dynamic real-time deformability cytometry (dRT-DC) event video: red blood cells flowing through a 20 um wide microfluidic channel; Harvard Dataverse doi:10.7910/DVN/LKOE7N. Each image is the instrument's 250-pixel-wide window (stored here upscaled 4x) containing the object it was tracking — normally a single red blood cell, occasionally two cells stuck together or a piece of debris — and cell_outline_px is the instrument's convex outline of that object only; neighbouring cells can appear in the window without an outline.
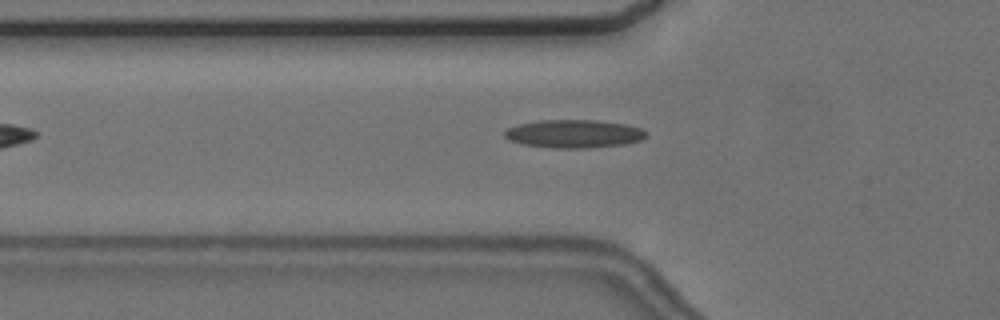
{"species": "common noctule bat (a hibernating species)", "species_latin": "Nyctalus noctula", "temperature_condition": "cold", "stored_images_in_passage": 4, "camera_frame_rate_fps": 3000, "um_per_image_px": 0.085, "animal": {"sex": "female", "body_mass_g": 24.6, "forearm_length_mm": 56.2}, "frame": {"image": 1, "passage_image": 4, "time_ms": 3.667, "image_size_px": [1000, 320], "cell_outline_px": [[648, 136], [640, 140], [624, 144], [588, 148], [552, 148], [524, 144], [508, 140], [504, 136], [504, 132], [508, 128], [516, 124], [536, 120], [596, 120], [628, 124], [640, 128], [648, 132]], "centroid_in_image_um": [48.78, 11.36], "position_along_channel_um": 77.0, "area_um2": 23.47}}